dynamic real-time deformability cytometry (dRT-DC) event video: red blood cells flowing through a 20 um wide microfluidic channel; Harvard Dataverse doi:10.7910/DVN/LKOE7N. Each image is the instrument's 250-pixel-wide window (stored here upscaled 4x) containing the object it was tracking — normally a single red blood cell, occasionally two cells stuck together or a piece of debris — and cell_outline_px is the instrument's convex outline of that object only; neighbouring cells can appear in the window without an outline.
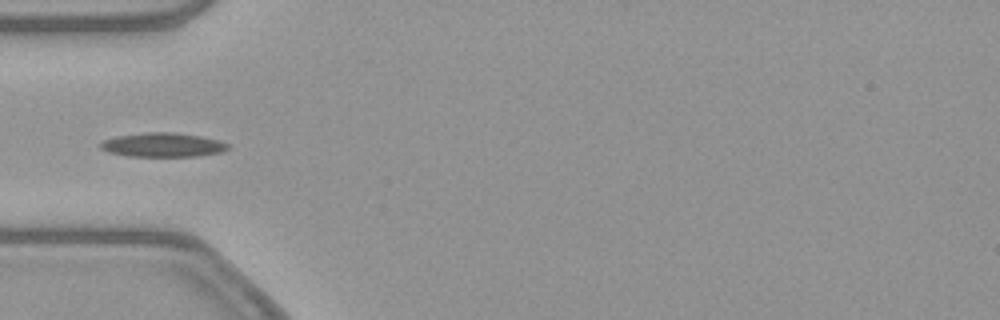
{"species": "common noctule bat (a hibernating species)", "species_latin": "Nyctalus noctula", "temperature_condition": "warm", "stored_images_in_passage": 37, "camera_frame_rate_fps": 3000, "um_per_image_px": 0.085, "animal": {"sex": "female", "body_mass_g": 21.9}, "frame": {"image": 1, "passage_image": 1, "time_ms": 0.0, "image_size_px": [1000, 320], "cell_outline_px": [[232, 144], [224, 152], [196, 156], [128, 156], [108, 152], [100, 148], [96, 144], [104, 140], [116, 136], [148, 132], [176, 132], [200, 136], [220, 140]], "centroid_in_image_um": [13.86, 12.31], "position_along_channel_um": 71.1, "area_um2": 18.15}}
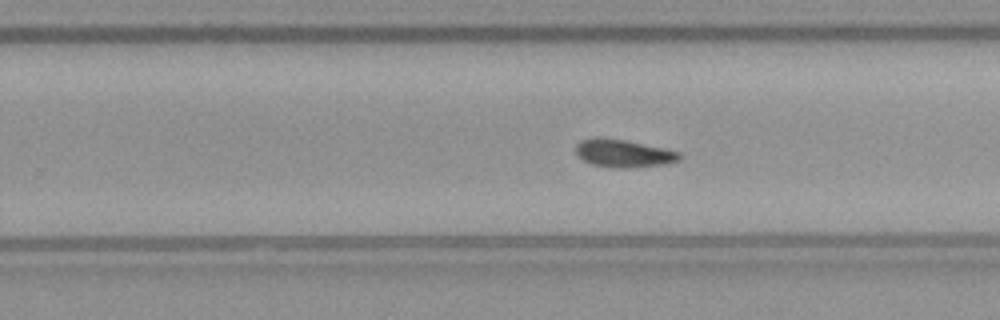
{"frame": {"image": 2, "passage_image": 17, "time_ms": 5.333, "image_size_px": [1000, 320], "cell_outline_px": [[684, 156], [680, 160], [664, 164], [624, 168], [620, 168], [592, 164], [584, 160], [576, 152], [576, 144], [580, 140], [596, 136], [600, 136], [624, 140], [664, 148], [680, 152]], "centroid_in_image_um": [53.01, 13.01], "position_along_channel_um": 276.8, "area_um2": 16.76}}
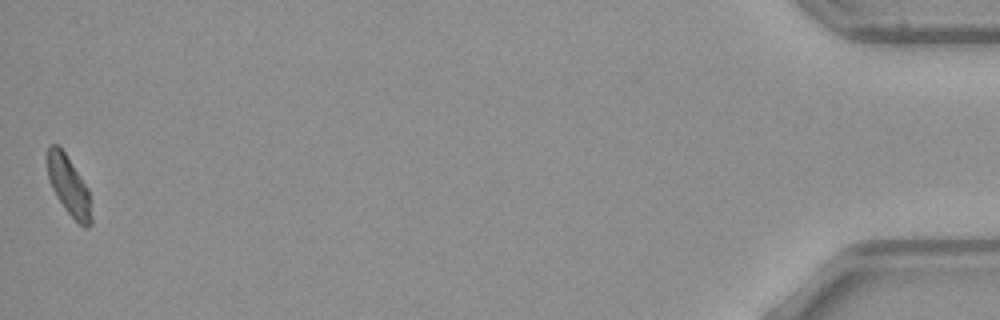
{"frame": {"image": 3, "passage_image": 37, "time_ms": 12.0, "image_size_px": [1000, 320], "cell_outline_px": [[92, 224], [88, 228], [84, 228], [64, 208], [56, 196], [48, 180], [48, 144], [56, 144], [64, 152], [88, 188], [92, 216]], "centroid_in_image_um": [5.86, 15.84], "position_along_channel_um": 429.3, "area_um2": 14.97}}